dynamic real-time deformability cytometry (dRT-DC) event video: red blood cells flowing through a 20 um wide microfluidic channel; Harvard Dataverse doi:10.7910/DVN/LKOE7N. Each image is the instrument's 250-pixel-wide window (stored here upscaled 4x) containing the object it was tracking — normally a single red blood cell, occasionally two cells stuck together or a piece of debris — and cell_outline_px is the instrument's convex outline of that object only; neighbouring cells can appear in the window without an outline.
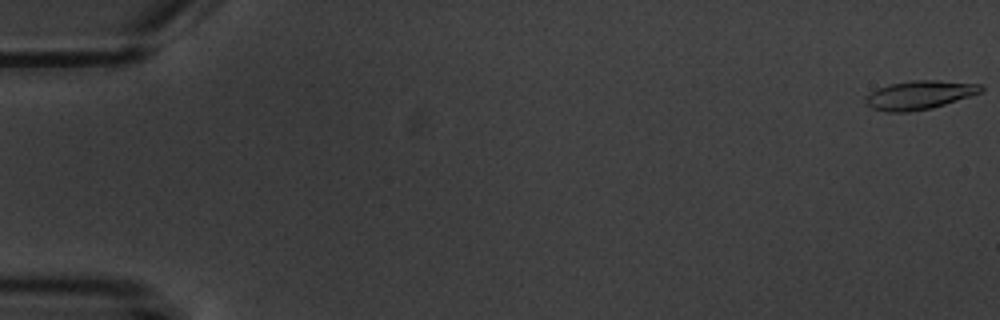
{"species": "common noctule bat (a hibernating species)", "species_latin": "Nyctalus noctula", "temperature_condition": "warm", "stored_images_in_passage": 15, "camera_frame_rate_fps": 3000, "um_per_image_px": 0.085, "animal": {"sex": "male", "body_mass_g": 20.1, "forearm_length_mm": 53.5}, "frame": {"image": 1, "passage_image": 1, "time_ms": 0.0, "image_size_px": [1000, 320], "cell_outline_px": [[984, 88], [980, 92], [932, 108], [908, 112], [888, 112], [872, 108], [864, 100], [864, 96], [876, 88], [888, 84], [912, 80], [936, 80], [980, 84]], "centroid_in_image_um": [78.08, 8.07], "position_along_channel_um": 6.9, "area_um2": 19.19}}
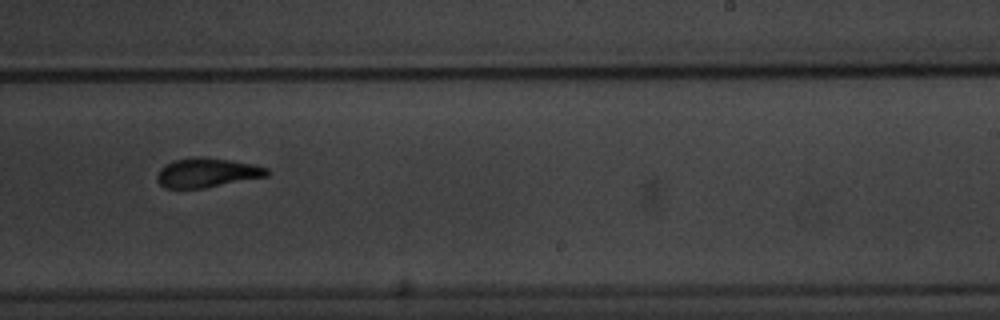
{"frame": {"image": 2, "passage_image": 10, "time_ms": 12.0, "image_size_px": [1000, 320], "cell_outline_px": [[272, 172], [268, 176], [204, 188], [164, 188], [156, 180], [156, 176], [160, 168], [164, 164], [172, 160], [192, 156], [200, 156], [256, 164], [268, 168]], "centroid_in_image_um": [17.59, 14.67], "position_along_channel_um": 271.4, "area_um2": 19.13}}
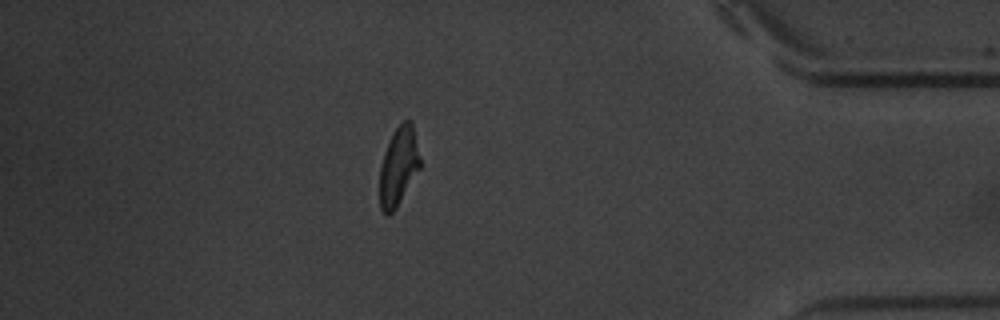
{"frame": {"image": 3, "passage_image": 14, "time_ms": 16.667, "image_size_px": [1000, 320], "cell_outline_px": [[420, 168], [396, 208], [388, 216], [380, 208], [380, 168], [384, 152], [392, 132], [404, 120], [412, 120], [420, 156]], "centroid_in_image_um": [33.88, 14.11], "position_along_channel_um": 401.3, "area_um2": 18.44}, "authors_computed_cell_mechanics": {"area_um2": 19.0162, "velocity_mm_per_s": 3.5422, "shape_relaxation_time_tau1_ms": 4.1832, "shape_relaxation_time_tau2_ms": 1.5143, "deformation_change_tau1": 0.1385, "deformation_change_tau2": 0.0962}}